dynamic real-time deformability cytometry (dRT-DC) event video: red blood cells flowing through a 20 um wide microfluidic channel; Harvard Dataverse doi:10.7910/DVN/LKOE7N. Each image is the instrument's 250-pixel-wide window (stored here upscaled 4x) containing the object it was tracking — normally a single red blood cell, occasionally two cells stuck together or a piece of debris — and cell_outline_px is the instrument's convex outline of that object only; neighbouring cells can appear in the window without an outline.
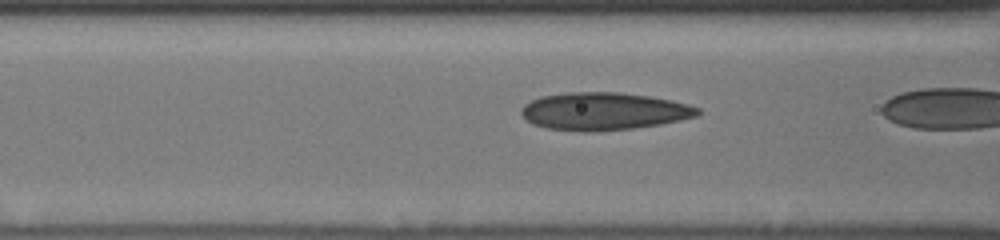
{"species": "human", "species_latin": "Homo sapiens", "temperature_condition": "cold", "stored_images_in_passage": 24, "camera_frame_rate_fps": 3000, "um_per_image_px": 0.085, "donor": {"sex": "male"}, "frame": {"image": 1, "passage_image": 13, "time_ms": 4.0, "image_size_px": [1000, 240], "cell_outline_px": [[700, 112], [696, 116], [680, 120], [660, 124], [632, 128], [592, 132], [584, 132], [544, 128], [532, 124], [520, 112], [520, 108], [524, 104], [540, 96], [568, 92], [620, 92], [648, 96], [672, 100], [688, 104], [700, 108]], "centroid_in_image_um": [51.29, 9.46], "position_along_channel_um": 115.3, "area_um2": 38.78}}
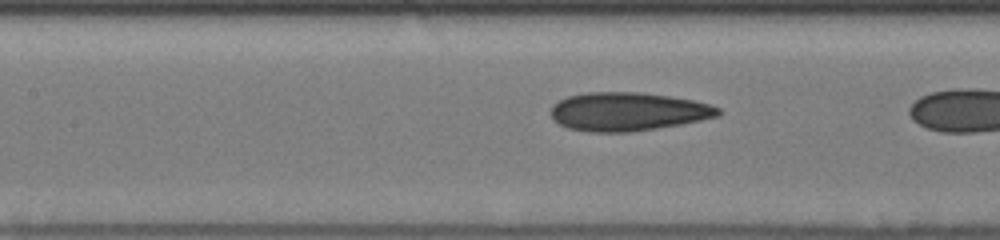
{"frame": {"image": 2, "passage_image": 16, "time_ms": 5.0, "image_size_px": [1000, 240], "cell_outline_px": [[720, 116], [680, 124], [656, 128], [628, 132], [588, 132], [568, 128], [552, 120], [552, 104], [568, 96], [584, 92], [640, 92], [668, 96], [692, 100], [708, 104], [720, 108]], "centroid_in_image_um": [53.34, 9.48], "position_along_channel_um": 154.1, "area_um2": 37.45}}